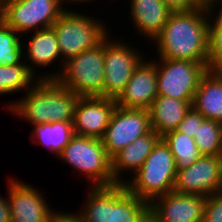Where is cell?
I'll use <instances>...</instances> for the list:
<instances>
[{
  "instance_id": "cell-3",
  "label": "cell",
  "mask_w": 222,
  "mask_h": 222,
  "mask_svg": "<svg viewBox=\"0 0 222 222\" xmlns=\"http://www.w3.org/2000/svg\"><path fill=\"white\" fill-rule=\"evenodd\" d=\"M82 222H149V203L130 193L124 184L88 189Z\"/></svg>"
},
{
  "instance_id": "cell-28",
  "label": "cell",
  "mask_w": 222,
  "mask_h": 222,
  "mask_svg": "<svg viewBox=\"0 0 222 222\" xmlns=\"http://www.w3.org/2000/svg\"><path fill=\"white\" fill-rule=\"evenodd\" d=\"M202 222H222V191L206 197Z\"/></svg>"
},
{
  "instance_id": "cell-13",
  "label": "cell",
  "mask_w": 222,
  "mask_h": 222,
  "mask_svg": "<svg viewBox=\"0 0 222 222\" xmlns=\"http://www.w3.org/2000/svg\"><path fill=\"white\" fill-rule=\"evenodd\" d=\"M206 197L174 191L149 203V222H202Z\"/></svg>"
},
{
  "instance_id": "cell-9",
  "label": "cell",
  "mask_w": 222,
  "mask_h": 222,
  "mask_svg": "<svg viewBox=\"0 0 222 222\" xmlns=\"http://www.w3.org/2000/svg\"><path fill=\"white\" fill-rule=\"evenodd\" d=\"M156 64L157 93L183 101H193L200 79L208 71L201 62L159 58Z\"/></svg>"
},
{
  "instance_id": "cell-21",
  "label": "cell",
  "mask_w": 222,
  "mask_h": 222,
  "mask_svg": "<svg viewBox=\"0 0 222 222\" xmlns=\"http://www.w3.org/2000/svg\"><path fill=\"white\" fill-rule=\"evenodd\" d=\"M29 39L25 46L28 49H23V52L28 56L27 60L31 61L30 64L32 63L27 65L34 75L37 73V67L48 68L55 60L62 59L56 33L52 27L33 31Z\"/></svg>"
},
{
  "instance_id": "cell-11",
  "label": "cell",
  "mask_w": 222,
  "mask_h": 222,
  "mask_svg": "<svg viewBox=\"0 0 222 222\" xmlns=\"http://www.w3.org/2000/svg\"><path fill=\"white\" fill-rule=\"evenodd\" d=\"M151 130L150 115L147 109L116 106L101 140L108 156L112 159L135 139Z\"/></svg>"
},
{
  "instance_id": "cell-24",
  "label": "cell",
  "mask_w": 222,
  "mask_h": 222,
  "mask_svg": "<svg viewBox=\"0 0 222 222\" xmlns=\"http://www.w3.org/2000/svg\"><path fill=\"white\" fill-rule=\"evenodd\" d=\"M161 139L169 147L175 159L177 171L191 166L202 156L194 138L177 130L165 133Z\"/></svg>"
},
{
  "instance_id": "cell-14",
  "label": "cell",
  "mask_w": 222,
  "mask_h": 222,
  "mask_svg": "<svg viewBox=\"0 0 222 222\" xmlns=\"http://www.w3.org/2000/svg\"><path fill=\"white\" fill-rule=\"evenodd\" d=\"M8 181L7 200L10 206L11 222L51 221L57 211L49 207L44 196L36 188L15 178Z\"/></svg>"
},
{
  "instance_id": "cell-34",
  "label": "cell",
  "mask_w": 222,
  "mask_h": 222,
  "mask_svg": "<svg viewBox=\"0 0 222 222\" xmlns=\"http://www.w3.org/2000/svg\"><path fill=\"white\" fill-rule=\"evenodd\" d=\"M89 1H92L93 2V0H61V2L64 4V3H67V4H69L70 5V3H76V4H78V3H81V2H89Z\"/></svg>"
},
{
  "instance_id": "cell-12",
  "label": "cell",
  "mask_w": 222,
  "mask_h": 222,
  "mask_svg": "<svg viewBox=\"0 0 222 222\" xmlns=\"http://www.w3.org/2000/svg\"><path fill=\"white\" fill-rule=\"evenodd\" d=\"M173 191L205 197L222 191V156L202 155L191 166L177 171Z\"/></svg>"
},
{
  "instance_id": "cell-5",
  "label": "cell",
  "mask_w": 222,
  "mask_h": 222,
  "mask_svg": "<svg viewBox=\"0 0 222 222\" xmlns=\"http://www.w3.org/2000/svg\"><path fill=\"white\" fill-rule=\"evenodd\" d=\"M176 163L169 147L160 139L143 165L125 180L126 189L150 203L155 198L173 191Z\"/></svg>"
},
{
  "instance_id": "cell-1",
  "label": "cell",
  "mask_w": 222,
  "mask_h": 222,
  "mask_svg": "<svg viewBox=\"0 0 222 222\" xmlns=\"http://www.w3.org/2000/svg\"><path fill=\"white\" fill-rule=\"evenodd\" d=\"M209 22L205 5L189 12H173L152 42L157 58L201 62L209 68Z\"/></svg>"
},
{
  "instance_id": "cell-18",
  "label": "cell",
  "mask_w": 222,
  "mask_h": 222,
  "mask_svg": "<svg viewBox=\"0 0 222 222\" xmlns=\"http://www.w3.org/2000/svg\"><path fill=\"white\" fill-rule=\"evenodd\" d=\"M161 137L153 130L135 139L117 153L112 160V175L116 184H124L122 172L134 174L144 163Z\"/></svg>"
},
{
  "instance_id": "cell-23",
  "label": "cell",
  "mask_w": 222,
  "mask_h": 222,
  "mask_svg": "<svg viewBox=\"0 0 222 222\" xmlns=\"http://www.w3.org/2000/svg\"><path fill=\"white\" fill-rule=\"evenodd\" d=\"M27 62L26 60L16 65H0V95L26 92L40 80L39 75L30 71Z\"/></svg>"
},
{
  "instance_id": "cell-31",
  "label": "cell",
  "mask_w": 222,
  "mask_h": 222,
  "mask_svg": "<svg viewBox=\"0 0 222 222\" xmlns=\"http://www.w3.org/2000/svg\"><path fill=\"white\" fill-rule=\"evenodd\" d=\"M219 5L221 6L220 8H219ZM205 6H206V9L208 11L209 19H210L209 29H222V0H220V1H209L205 4ZM215 7H217L218 10L220 9L218 11V13H216V15L218 14L217 16L214 15V12H217V10L214 11ZM212 17H214V18H212Z\"/></svg>"
},
{
  "instance_id": "cell-16",
  "label": "cell",
  "mask_w": 222,
  "mask_h": 222,
  "mask_svg": "<svg viewBox=\"0 0 222 222\" xmlns=\"http://www.w3.org/2000/svg\"><path fill=\"white\" fill-rule=\"evenodd\" d=\"M149 59L142 60L135 68L124 91L116 99L123 108L149 109L157 97L156 64Z\"/></svg>"
},
{
  "instance_id": "cell-35",
  "label": "cell",
  "mask_w": 222,
  "mask_h": 222,
  "mask_svg": "<svg viewBox=\"0 0 222 222\" xmlns=\"http://www.w3.org/2000/svg\"><path fill=\"white\" fill-rule=\"evenodd\" d=\"M204 4H206L207 2H209L210 0H201Z\"/></svg>"
},
{
  "instance_id": "cell-19",
  "label": "cell",
  "mask_w": 222,
  "mask_h": 222,
  "mask_svg": "<svg viewBox=\"0 0 222 222\" xmlns=\"http://www.w3.org/2000/svg\"><path fill=\"white\" fill-rule=\"evenodd\" d=\"M192 107L205 119L222 123V70L208 69L202 76Z\"/></svg>"
},
{
  "instance_id": "cell-27",
  "label": "cell",
  "mask_w": 222,
  "mask_h": 222,
  "mask_svg": "<svg viewBox=\"0 0 222 222\" xmlns=\"http://www.w3.org/2000/svg\"><path fill=\"white\" fill-rule=\"evenodd\" d=\"M209 69L222 70V29H209Z\"/></svg>"
},
{
  "instance_id": "cell-26",
  "label": "cell",
  "mask_w": 222,
  "mask_h": 222,
  "mask_svg": "<svg viewBox=\"0 0 222 222\" xmlns=\"http://www.w3.org/2000/svg\"><path fill=\"white\" fill-rule=\"evenodd\" d=\"M21 35L0 18V65H16L23 61Z\"/></svg>"
},
{
  "instance_id": "cell-8",
  "label": "cell",
  "mask_w": 222,
  "mask_h": 222,
  "mask_svg": "<svg viewBox=\"0 0 222 222\" xmlns=\"http://www.w3.org/2000/svg\"><path fill=\"white\" fill-rule=\"evenodd\" d=\"M61 0H9L0 4V18L17 33L51 28L66 10ZM30 31V32H29Z\"/></svg>"
},
{
  "instance_id": "cell-29",
  "label": "cell",
  "mask_w": 222,
  "mask_h": 222,
  "mask_svg": "<svg viewBox=\"0 0 222 222\" xmlns=\"http://www.w3.org/2000/svg\"><path fill=\"white\" fill-rule=\"evenodd\" d=\"M204 119L205 117L200 112L191 107L176 130L193 138Z\"/></svg>"
},
{
  "instance_id": "cell-15",
  "label": "cell",
  "mask_w": 222,
  "mask_h": 222,
  "mask_svg": "<svg viewBox=\"0 0 222 222\" xmlns=\"http://www.w3.org/2000/svg\"><path fill=\"white\" fill-rule=\"evenodd\" d=\"M116 106V100L112 98L80 96L74 110L73 133L101 139Z\"/></svg>"
},
{
  "instance_id": "cell-17",
  "label": "cell",
  "mask_w": 222,
  "mask_h": 222,
  "mask_svg": "<svg viewBox=\"0 0 222 222\" xmlns=\"http://www.w3.org/2000/svg\"><path fill=\"white\" fill-rule=\"evenodd\" d=\"M172 13L163 0H130V17L134 27L150 42L161 33Z\"/></svg>"
},
{
  "instance_id": "cell-4",
  "label": "cell",
  "mask_w": 222,
  "mask_h": 222,
  "mask_svg": "<svg viewBox=\"0 0 222 222\" xmlns=\"http://www.w3.org/2000/svg\"><path fill=\"white\" fill-rule=\"evenodd\" d=\"M40 80H56L79 96H102L104 87V41L64 62L62 70Z\"/></svg>"
},
{
  "instance_id": "cell-33",
  "label": "cell",
  "mask_w": 222,
  "mask_h": 222,
  "mask_svg": "<svg viewBox=\"0 0 222 222\" xmlns=\"http://www.w3.org/2000/svg\"><path fill=\"white\" fill-rule=\"evenodd\" d=\"M0 222H11L10 206L7 198L0 195Z\"/></svg>"
},
{
  "instance_id": "cell-6",
  "label": "cell",
  "mask_w": 222,
  "mask_h": 222,
  "mask_svg": "<svg viewBox=\"0 0 222 222\" xmlns=\"http://www.w3.org/2000/svg\"><path fill=\"white\" fill-rule=\"evenodd\" d=\"M103 21L80 14L71 10H65L53 23L52 28L56 33L62 60L64 62L79 55L81 52L94 48L101 44L110 32Z\"/></svg>"
},
{
  "instance_id": "cell-20",
  "label": "cell",
  "mask_w": 222,
  "mask_h": 222,
  "mask_svg": "<svg viewBox=\"0 0 222 222\" xmlns=\"http://www.w3.org/2000/svg\"><path fill=\"white\" fill-rule=\"evenodd\" d=\"M192 103L193 101L157 95L148 109L152 130L160 137L169 131L176 130L192 107Z\"/></svg>"
},
{
  "instance_id": "cell-30",
  "label": "cell",
  "mask_w": 222,
  "mask_h": 222,
  "mask_svg": "<svg viewBox=\"0 0 222 222\" xmlns=\"http://www.w3.org/2000/svg\"><path fill=\"white\" fill-rule=\"evenodd\" d=\"M173 12H189L203 7L201 0H163Z\"/></svg>"
},
{
  "instance_id": "cell-2",
  "label": "cell",
  "mask_w": 222,
  "mask_h": 222,
  "mask_svg": "<svg viewBox=\"0 0 222 222\" xmlns=\"http://www.w3.org/2000/svg\"><path fill=\"white\" fill-rule=\"evenodd\" d=\"M26 95L11 102L8 109L29 122L30 126L51 122H73L79 95L56 80H39Z\"/></svg>"
},
{
  "instance_id": "cell-32",
  "label": "cell",
  "mask_w": 222,
  "mask_h": 222,
  "mask_svg": "<svg viewBox=\"0 0 222 222\" xmlns=\"http://www.w3.org/2000/svg\"><path fill=\"white\" fill-rule=\"evenodd\" d=\"M73 213L58 212L52 217L50 222H82L81 219Z\"/></svg>"
},
{
  "instance_id": "cell-22",
  "label": "cell",
  "mask_w": 222,
  "mask_h": 222,
  "mask_svg": "<svg viewBox=\"0 0 222 222\" xmlns=\"http://www.w3.org/2000/svg\"><path fill=\"white\" fill-rule=\"evenodd\" d=\"M73 122H51L42 125L32 126L33 134L30 140H35L32 143L43 145L56 157L62 152L65 146L69 143L73 133ZM33 138V139H32ZM37 141V142H36Z\"/></svg>"
},
{
  "instance_id": "cell-10",
  "label": "cell",
  "mask_w": 222,
  "mask_h": 222,
  "mask_svg": "<svg viewBox=\"0 0 222 222\" xmlns=\"http://www.w3.org/2000/svg\"><path fill=\"white\" fill-rule=\"evenodd\" d=\"M104 40L103 97L117 99L126 88L135 68L143 60L142 53L118 39ZM118 40V41H117ZM130 45V46H129Z\"/></svg>"
},
{
  "instance_id": "cell-7",
  "label": "cell",
  "mask_w": 222,
  "mask_h": 222,
  "mask_svg": "<svg viewBox=\"0 0 222 222\" xmlns=\"http://www.w3.org/2000/svg\"><path fill=\"white\" fill-rule=\"evenodd\" d=\"M57 158L82 173L91 181L92 187L116 184L112 175V160L99 138L74 134Z\"/></svg>"
},
{
  "instance_id": "cell-25",
  "label": "cell",
  "mask_w": 222,
  "mask_h": 222,
  "mask_svg": "<svg viewBox=\"0 0 222 222\" xmlns=\"http://www.w3.org/2000/svg\"><path fill=\"white\" fill-rule=\"evenodd\" d=\"M193 138L202 155L222 156V123L204 119Z\"/></svg>"
}]
</instances>
